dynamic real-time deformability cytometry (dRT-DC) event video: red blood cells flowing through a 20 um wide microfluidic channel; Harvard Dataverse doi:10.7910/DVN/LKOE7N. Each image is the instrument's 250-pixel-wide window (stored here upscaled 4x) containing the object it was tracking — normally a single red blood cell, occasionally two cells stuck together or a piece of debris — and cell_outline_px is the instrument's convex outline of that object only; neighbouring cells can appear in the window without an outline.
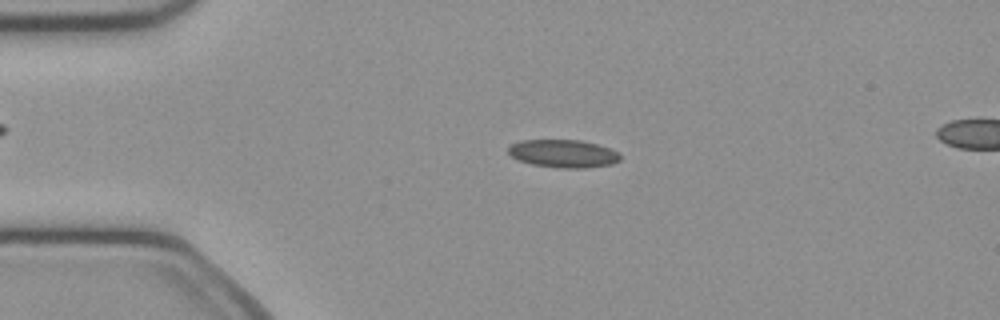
{"species": "common noctule bat (a hibernating species)", "species_latin": "Nyctalus noctula", "temperature_condition": "cold", "stored_images_in_passage": 51, "segment_of_instrument_passage": [1, 2], "camera_frame_rate_fps": 3000, "um_per_image_px": 0.085, "animal": {"sex": "female", "body_mass_g": 21.9}, "frame": {"image": 1, "passage_image": 11, "time_ms": 3.333, "image_size_px": [1000, 320], "cell_outline_px": [[620, 160], [612, 164], [584, 168], [560, 168], [532, 164], [520, 160], [512, 156], [508, 152], [508, 148], [512, 144], [520, 140], [580, 140], [596, 144], [620, 152]], "centroid_in_image_um": [47.89, 13.05], "position_along_channel_um": 37.1, "area_um2": 18.09}}
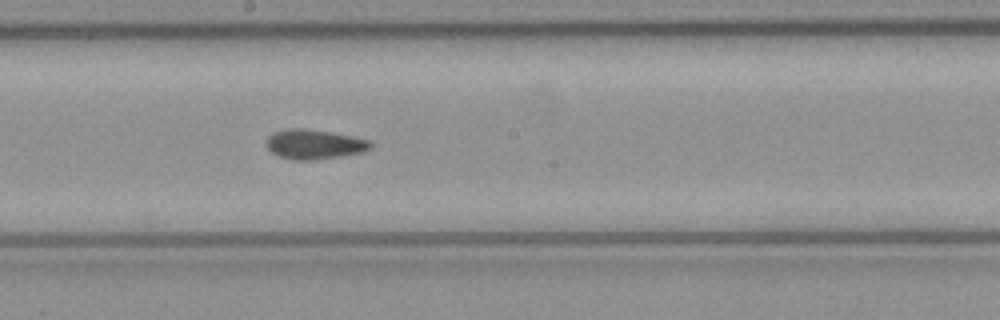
{"frame": {"image": 2, "passage_image": 27, "time_ms": 8.667, "image_size_px": [1000, 320], "cell_outline_px": [[372, 148], [364, 152], [316, 160], [292, 160], [276, 156], [264, 144], [268, 136], [276, 132], [288, 128], [300, 128], [332, 132], [372, 140]], "centroid_in_image_um": [26.72, 12.27], "position_along_channel_um": 221.5, "area_um2": 18.26}}
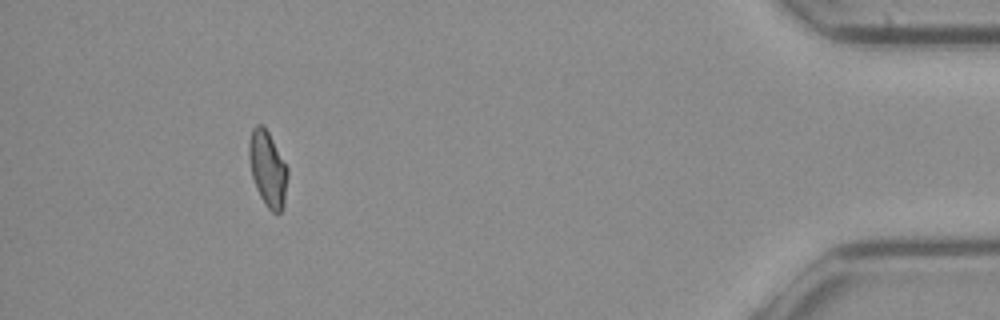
{"frame": {"image": 3, "passage_image": 46, "time_ms": 15.0, "image_size_px": [1000, 320], "cell_outline_px": [[288, 172], [284, 208], [280, 212], [272, 212], [264, 204], [256, 188], [252, 176], [248, 156], [248, 144], [252, 128], [256, 124], [260, 124], [268, 132], [288, 168]], "centroid_in_image_um": [22.75, 14.37], "position_along_channel_um": 412.5, "area_um2": 16.99}}